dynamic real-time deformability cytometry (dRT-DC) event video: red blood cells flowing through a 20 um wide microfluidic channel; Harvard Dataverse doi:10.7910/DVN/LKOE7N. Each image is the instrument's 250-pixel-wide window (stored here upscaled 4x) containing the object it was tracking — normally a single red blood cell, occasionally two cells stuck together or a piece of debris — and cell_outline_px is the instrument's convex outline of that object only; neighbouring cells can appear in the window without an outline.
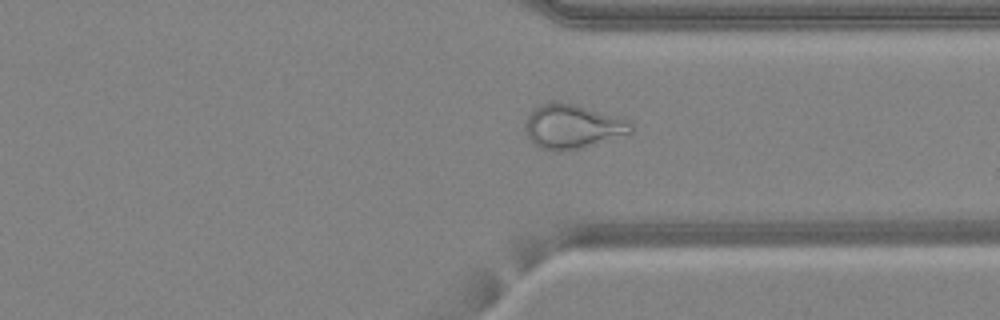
{"species": "common noctule bat (a hibernating species)", "species_latin": "Nyctalus noctula", "temperature_condition": "warm", "stored_images_in_passage": 36, "camera_frame_rate_fps": 3000, "um_per_image_px": 0.085, "animal": {"sex": "female", "body_mass_g": 24.6, "forearm_length_mm": 56.2}, "frame": {"image": 1, "passage_image": 24, "time_ms": 7.667, "image_size_px": [1000, 320], "cell_outline_px": [[632, 132], [580, 148], [540, 148], [528, 136], [524, 128], [524, 124], [528, 116], [540, 104], [556, 100], [576, 104], [624, 116], [632, 124]], "centroid_in_image_um": [48.71, 10.67], "position_along_channel_um": 362.7, "area_um2": 26.88}}
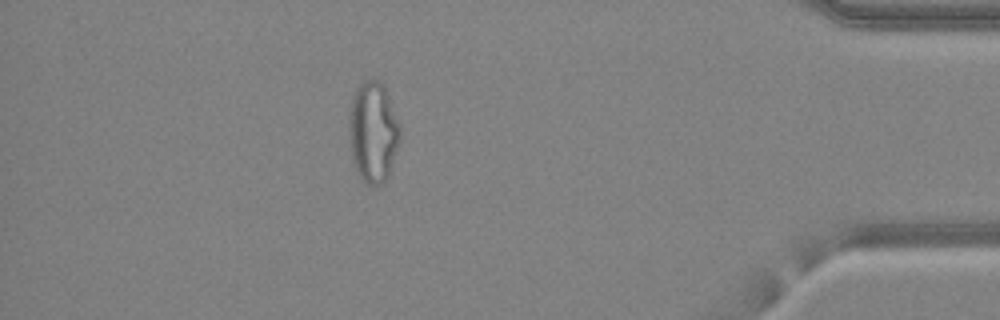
{"frame": {"image": 2, "passage_image": 30, "time_ms": 9.667, "image_size_px": [1000, 320], "cell_outline_px": [[400, 144], [388, 176], [376, 188], [364, 184], [360, 180], [356, 172], [352, 160], [348, 132], [348, 120], [352, 96], [356, 88], [364, 80], [372, 76], [380, 80], [384, 84], [400, 124]], "centroid_in_image_um": [31.7, 11.22], "position_along_channel_um": 403.5, "area_um2": 31.1}, "authors_computed_cell_mechanics": {"area_um2": 27.2816, "velocity_mm_per_s": 4.2927, "shape_relaxation_time_tau1_ms": null, "shape_relaxation_time_tau2_ms": 1.2096, "deformation_change_tau1": null, "deformation_change_tau2": 0.0872}}